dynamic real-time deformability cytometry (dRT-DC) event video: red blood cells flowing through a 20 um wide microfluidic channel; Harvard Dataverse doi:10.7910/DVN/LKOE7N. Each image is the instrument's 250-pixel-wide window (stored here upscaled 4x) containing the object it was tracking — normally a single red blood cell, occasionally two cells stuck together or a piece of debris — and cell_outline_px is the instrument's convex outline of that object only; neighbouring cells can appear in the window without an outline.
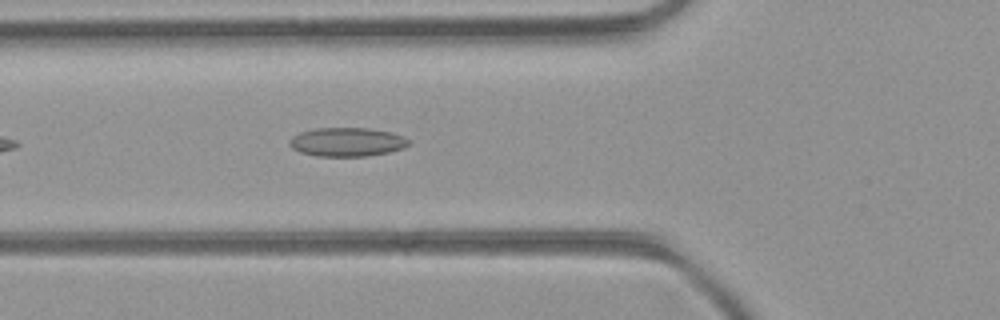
{"species": "common noctule bat (a hibernating species)", "species_latin": "Nyctalus noctula", "temperature_condition": "room temperature", "stored_images_in_passage": 7, "camera_frame_rate_fps": 3000, "um_per_image_px": 0.085, "animal": {"sex": "female", "body_mass_g": 21.9}, "frame": {"image": 1, "passage_image": 4, "time_ms": 1.0, "image_size_px": [1000, 320], "cell_outline_px": [[408, 144], [404, 148], [388, 152], [368, 156], [316, 156], [300, 152], [292, 148], [288, 144], [288, 140], [292, 136], [300, 132], [316, 128], [368, 128], [392, 132], [404, 136], [408, 140]], "centroid_in_image_um": [29.47, 12.07], "position_along_channel_um": 96.3, "area_um2": 20.11}}